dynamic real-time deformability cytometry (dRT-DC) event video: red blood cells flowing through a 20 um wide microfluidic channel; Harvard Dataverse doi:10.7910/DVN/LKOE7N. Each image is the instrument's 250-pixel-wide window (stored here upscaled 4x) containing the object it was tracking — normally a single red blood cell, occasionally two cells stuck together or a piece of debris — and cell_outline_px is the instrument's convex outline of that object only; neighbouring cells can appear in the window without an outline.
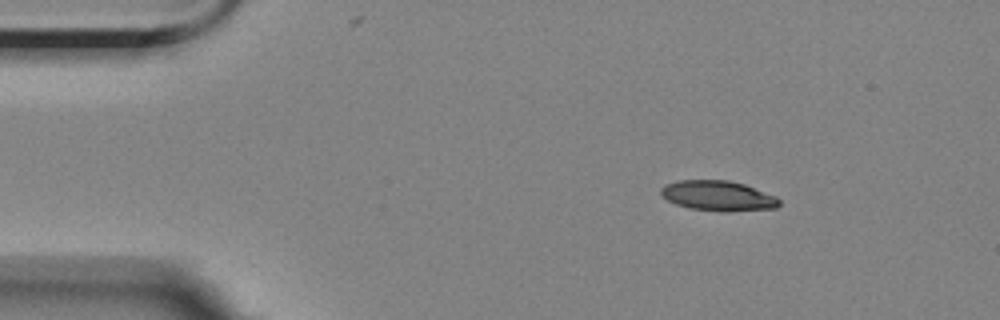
{"species": "Egyptian fruit bat (a non-hibernating species)", "species_latin": "Rousettus aegyptiacus", "temperature_condition": "room temperature", "stored_images_in_passage": 5, "camera_frame_rate_fps": 3000, "um_per_image_px": 0.085, "animal": {"sex": "female"}, "frame": {"image": 1, "passage_image": 2, "time_ms": 1.0, "image_size_px": [1000, 320], "cell_outline_px": [[780, 204], [776, 208], [728, 212], [720, 212], [688, 208], [676, 204], [660, 196], [660, 188], [664, 184], [680, 180], [728, 180], [744, 184], [776, 196], [780, 200]], "centroid_in_image_um": [61.01, 16.65], "position_along_channel_um": 24.0, "area_um2": 21.04}}
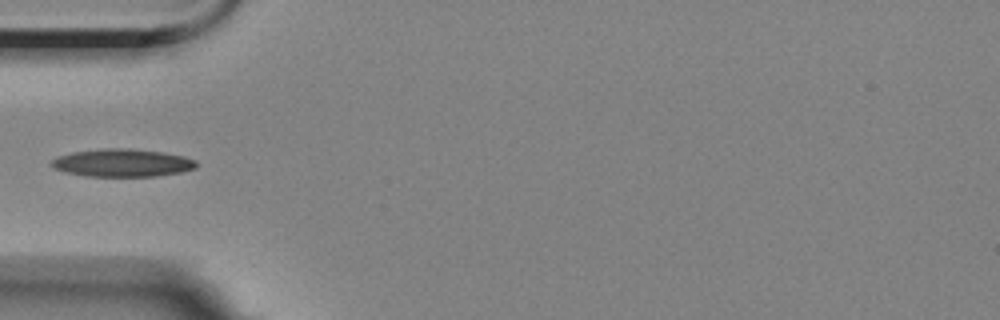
{"frame": {"image": 2, "passage_image": 5, "time_ms": 4.333, "image_size_px": [1000, 320], "cell_outline_px": [[196, 168], [180, 172], [156, 176], [84, 176], [64, 172], [52, 168], [48, 164], [56, 156], [72, 152], [100, 148], [128, 148], [160, 152], [184, 156], [196, 160]], "centroid_in_image_um": [10.32, 13.84], "position_along_channel_um": 74.7, "area_um2": 23.64}}